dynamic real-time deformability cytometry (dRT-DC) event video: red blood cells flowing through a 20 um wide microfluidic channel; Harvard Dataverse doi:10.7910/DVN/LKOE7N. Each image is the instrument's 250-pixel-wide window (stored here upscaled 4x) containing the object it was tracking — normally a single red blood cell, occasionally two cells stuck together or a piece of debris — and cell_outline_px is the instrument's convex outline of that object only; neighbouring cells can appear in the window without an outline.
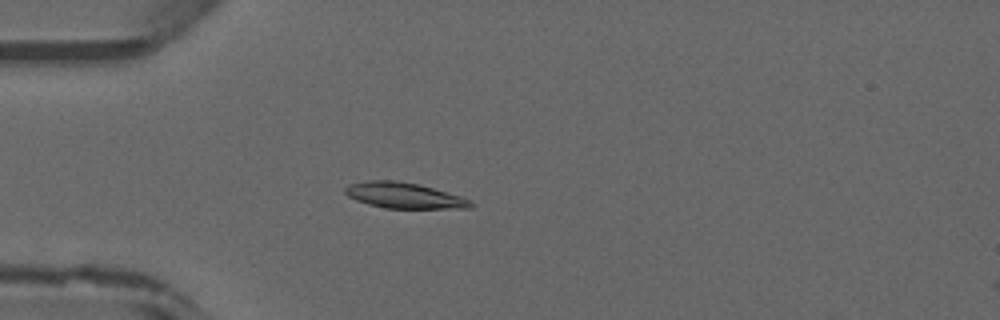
{"species": "common noctule bat (a hibernating species)", "species_latin": "Nyctalus noctula", "temperature_condition": "warm", "stored_images_in_passage": 6, "camera_frame_rate_fps": 3000, "um_per_image_px": 0.085, "animal": {"sex": "male", "forearm_length_mm": 52.5}, "frame": {"image": 1, "passage_image": 4, "time_ms": 1.0, "image_size_px": [1000, 320], "cell_outline_px": [[476, 204], [472, 208], [384, 208], [368, 204], [356, 200], [348, 196], [344, 192], [344, 188], [348, 184], [368, 180], [396, 180], [420, 184], [460, 196], [472, 200]], "centroid_in_image_um": [34.36, 16.61], "position_along_channel_um": 50.6, "area_um2": 19.02}}